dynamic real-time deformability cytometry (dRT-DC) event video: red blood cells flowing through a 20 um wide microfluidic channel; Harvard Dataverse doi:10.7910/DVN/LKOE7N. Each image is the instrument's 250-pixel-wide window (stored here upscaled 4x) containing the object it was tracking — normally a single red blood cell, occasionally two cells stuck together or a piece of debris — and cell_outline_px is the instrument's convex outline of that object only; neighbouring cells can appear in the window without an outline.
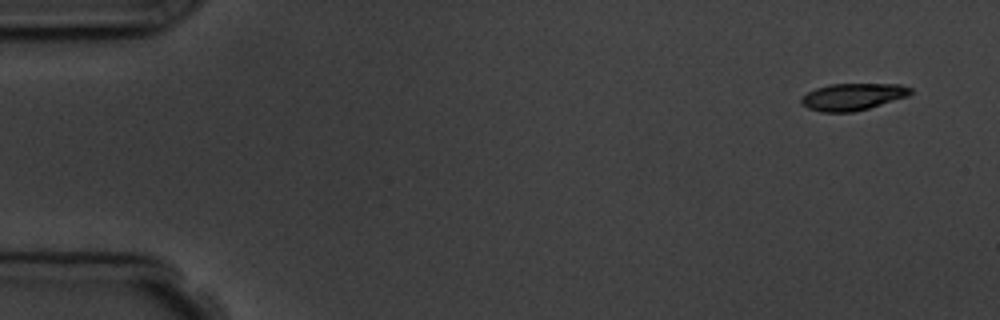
{"species": "common noctule bat (a hibernating species)", "species_latin": "Nyctalus noctula", "temperature_condition": "room temperature", "stored_images_in_passage": 4, "camera_frame_rate_fps": 3000, "um_per_image_px": 0.085, "animal": {"sex": "male", "body_mass_g": 19.5, "forearm_length_mm": 54.6}, "frame": {"image": 1, "passage_image": 1, "time_ms": 0.0, "image_size_px": [1000, 320], "cell_outline_px": [[912, 92], [908, 96], [868, 108], [852, 112], [820, 112], [808, 108], [800, 100], [800, 96], [816, 88], [832, 84], [900, 84], [912, 88]], "centroid_in_image_um": [72.48, 8.22], "position_along_channel_um": 12.5, "area_um2": 17.05}}
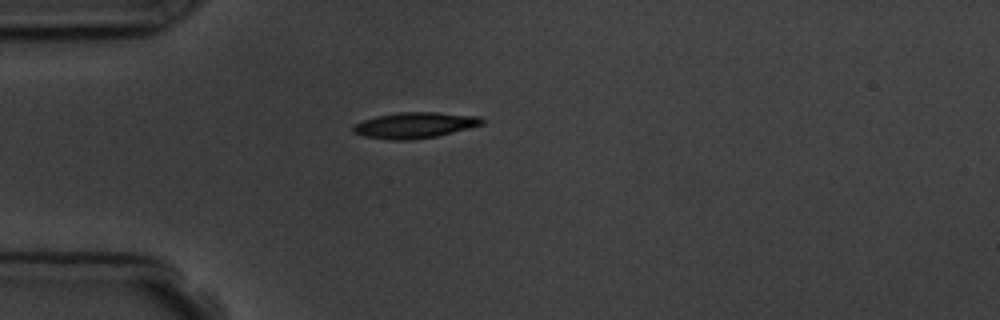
{"frame": {"image": 2, "passage_image": 4, "time_ms": 4.0, "image_size_px": [1000, 320], "cell_outline_px": [[484, 124], [436, 136], [412, 140], [392, 140], [364, 136], [352, 132], [352, 124], [376, 116], [396, 112], [436, 112], [480, 116], [484, 120]], "centroid_in_image_um": [35.23, 10.63], "position_along_channel_um": 49.8, "area_um2": 19.48}}